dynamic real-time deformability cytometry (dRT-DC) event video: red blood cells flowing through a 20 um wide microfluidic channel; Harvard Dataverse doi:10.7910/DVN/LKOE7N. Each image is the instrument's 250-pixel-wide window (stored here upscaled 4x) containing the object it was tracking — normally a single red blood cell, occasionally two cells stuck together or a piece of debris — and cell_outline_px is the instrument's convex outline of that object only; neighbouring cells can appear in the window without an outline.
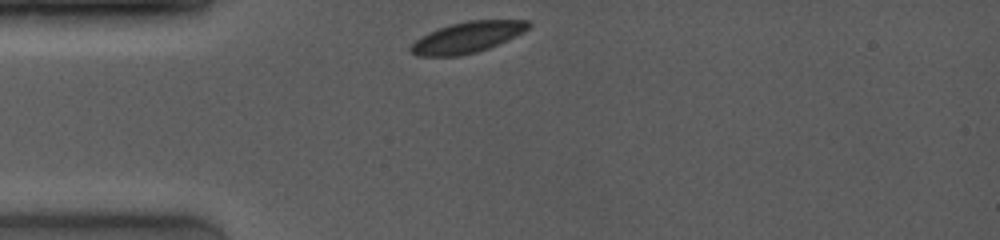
{"species": "common noctule bat (a hibernating species)", "species_latin": "Nyctalus noctula", "temperature_condition": "room temperature", "stored_images_in_passage": 8, "camera_frame_rate_fps": 4000, "um_per_image_px": 0.085, "animal": {"sex": "female", "body_mass_g": 19.0, "forearm_length_mm": 53.3}, "frame": {"image": 1, "passage_image": 1, "time_ms": 0.0, "image_size_px": [1000, 240], "cell_outline_px": [[532, 24], [524, 32], [488, 48], [476, 52], [460, 56], [416, 56], [408, 52], [408, 48], [420, 36], [428, 32], [452, 24], [468, 20], [532, 20]], "centroid_in_image_um": [39.69, 3.17], "position_along_channel_um": 45.3, "area_um2": 21.27}}